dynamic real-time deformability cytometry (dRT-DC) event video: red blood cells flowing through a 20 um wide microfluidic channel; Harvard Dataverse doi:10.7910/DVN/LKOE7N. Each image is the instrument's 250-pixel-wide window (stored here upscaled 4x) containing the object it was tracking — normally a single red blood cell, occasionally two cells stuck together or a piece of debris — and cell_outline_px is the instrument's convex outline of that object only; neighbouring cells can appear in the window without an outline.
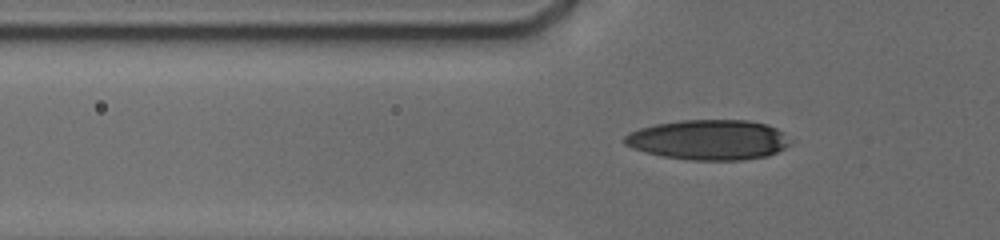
{"species": "human", "species_latin": "Homo sapiens", "temperature_condition": "cold", "stored_images_in_passage": 21, "camera_frame_rate_fps": 3000, "um_per_image_px": 0.085, "donor": {"sex": "male"}, "frame": {"image": 1, "passage_image": 13, "time_ms": 6.0, "image_size_px": [1000, 240], "cell_outline_px": [[796, 140], [784, 148], [768, 156], [740, 160], [688, 160], [664, 156], [644, 152], [632, 148], [624, 144], [620, 140], [628, 132], [640, 128], [656, 124], [680, 120], [748, 120], [768, 124], [776, 128]], "centroid_in_image_um": [60.25, 11.88], "position_along_channel_um": 65.5, "area_um2": 39.25}}
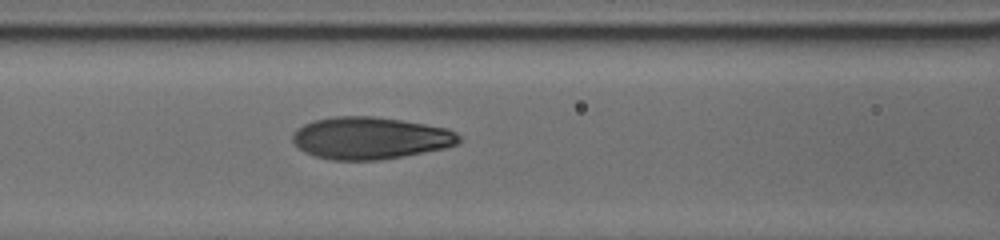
{"frame": {"image": 2, "passage_image": 19, "time_ms": 8.0, "image_size_px": [1000, 240], "cell_outline_px": [[460, 140], [456, 144], [444, 148], [404, 156], [380, 160], [332, 160], [316, 156], [304, 152], [292, 140], [292, 136], [296, 128], [304, 124], [316, 120], [332, 116], [372, 116], [400, 120], [448, 128], [456, 132], [460, 136]], "centroid_in_image_um": [31.46, 11.73], "position_along_channel_um": 135.1, "area_um2": 40.75}}
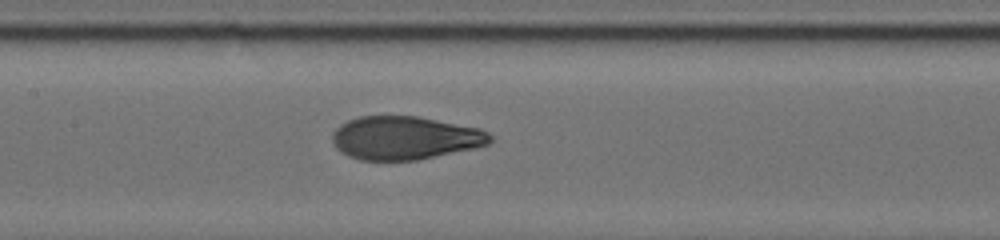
{"frame": {"image": 3, "passage_image": 21, "time_ms": 9.0, "image_size_px": [1000, 240], "cell_outline_px": [[492, 140], [488, 144], [476, 148], [416, 160], [360, 160], [348, 156], [336, 148], [332, 140], [332, 132], [340, 124], [348, 120], [360, 116], [416, 116], [480, 128], [488, 132], [492, 136]], "centroid_in_image_um": [34.41, 11.72], "position_along_channel_um": 173.0, "area_um2": 39.88}}